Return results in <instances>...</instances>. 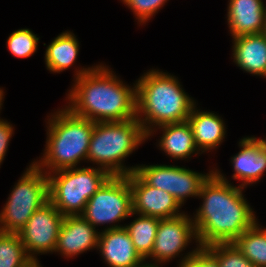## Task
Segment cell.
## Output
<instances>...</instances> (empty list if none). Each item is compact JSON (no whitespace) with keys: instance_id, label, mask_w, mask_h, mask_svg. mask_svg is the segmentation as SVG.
<instances>
[{"instance_id":"cell-1","label":"cell","mask_w":266,"mask_h":267,"mask_svg":"<svg viewBox=\"0 0 266 267\" xmlns=\"http://www.w3.org/2000/svg\"><path fill=\"white\" fill-rule=\"evenodd\" d=\"M242 190L217 169L203 182L198 197L204 201L193 219L200 247L232 243L256 222Z\"/></svg>"},{"instance_id":"cell-2","label":"cell","mask_w":266,"mask_h":267,"mask_svg":"<svg viewBox=\"0 0 266 267\" xmlns=\"http://www.w3.org/2000/svg\"><path fill=\"white\" fill-rule=\"evenodd\" d=\"M66 108L93 122H120L136 118V85H124L108 67L97 65L76 71ZM71 105V106H70Z\"/></svg>"},{"instance_id":"cell-3","label":"cell","mask_w":266,"mask_h":267,"mask_svg":"<svg viewBox=\"0 0 266 267\" xmlns=\"http://www.w3.org/2000/svg\"><path fill=\"white\" fill-rule=\"evenodd\" d=\"M194 106L173 75L152 69L136 83V119L147 137L154 126L186 121Z\"/></svg>"},{"instance_id":"cell-4","label":"cell","mask_w":266,"mask_h":267,"mask_svg":"<svg viewBox=\"0 0 266 267\" xmlns=\"http://www.w3.org/2000/svg\"><path fill=\"white\" fill-rule=\"evenodd\" d=\"M54 114L48 120L44 157L34 162L41 170L46 167L49 170L44 171L46 174L75 168L81 160H86L94 129L92 120L76 116L67 108Z\"/></svg>"},{"instance_id":"cell-5","label":"cell","mask_w":266,"mask_h":267,"mask_svg":"<svg viewBox=\"0 0 266 267\" xmlns=\"http://www.w3.org/2000/svg\"><path fill=\"white\" fill-rule=\"evenodd\" d=\"M141 123L136 119L120 122H94L87 160L106 170L111 176H128L136 167L121 163L145 139Z\"/></svg>"},{"instance_id":"cell-6","label":"cell","mask_w":266,"mask_h":267,"mask_svg":"<svg viewBox=\"0 0 266 267\" xmlns=\"http://www.w3.org/2000/svg\"><path fill=\"white\" fill-rule=\"evenodd\" d=\"M47 174L49 201L63 216L81 215L88 200L111 176L98 167L68 168Z\"/></svg>"},{"instance_id":"cell-7","label":"cell","mask_w":266,"mask_h":267,"mask_svg":"<svg viewBox=\"0 0 266 267\" xmlns=\"http://www.w3.org/2000/svg\"><path fill=\"white\" fill-rule=\"evenodd\" d=\"M48 201L47 174L33 162L16 183L0 213V232L19 233L33 213Z\"/></svg>"},{"instance_id":"cell-8","label":"cell","mask_w":266,"mask_h":267,"mask_svg":"<svg viewBox=\"0 0 266 267\" xmlns=\"http://www.w3.org/2000/svg\"><path fill=\"white\" fill-rule=\"evenodd\" d=\"M134 215L127 176H110L88 200L81 216L93 227L115 223Z\"/></svg>"},{"instance_id":"cell-9","label":"cell","mask_w":266,"mask_h":267,"mask_svg":"<svg viewBox=\"0 0 266 267\" xmlns=\"http://www.w3.org/2000/svg\"><path fill=\"white\" fill-rule=\"evenodd\" d=\"M134 172L147 185L170 193L182 206L186 197L199 196L203 182L213 170L205 175L180 166L141 165Z\"/></svg>"},{"instance_id":"cell-10","label":"cell","mask_w":266,"mask_h":267,"mask_svg":"<svg viewBox=\"0 0 266 267\" xmlns=\"http://www.w3.org/2000/svg\"><path fill=\"white\" fill-rule=\"evenodd\" d=\"M63 219L64 216L50 201L33 213L18 233L32 260H37L34 254L54 252Z\"/></svg>"},{"instance_id":"cell-11","label":"cell","mask_w":266,"mask_h":267,"mask_svg":"<svg viewBox=\"0 0 266 267\" xmlns=\"http://www.w3.org/2000/svg\"><path fill=\"white\" fill-rule=\"evenodd\" d=\"M192 237L198 242L195 224L184 213L173 218L160 219L154 246L147 258L153 257L157 263L170 261L185 249Z\"/></svg>"},{"instance_id":"cell-12","label":"cell","mask_w":266,"mask_h":267,"mask_svg":"<svg viewBox=\"0 0 266 267\" xmlns=\"http://www.w3.org/2000/svg\"><path fill=\"white\" fill-rule=\"evenodd\" d=\"M132 192V212L160 219L181 215L179 202L166 191L147 185L135 172L129 174Z\"/></svg>"},{"instance_id":"cell-13","label":"cell","mask_w":266,"mask_h":267,"mask_svg":"<svg viewBox=\"0 0 266 267\" xmlns=\"http://www.w3.org/2000/svg\"><path fill=\"white\" fill-rule=\"evenodd\" d=\"M98 249L110 267H136L145 261L124 226L112 225L100 232Z\"/></svg>"},{"instance_id":"cell-14","label":"cell","mask_w":266,"mask_h":267,"mask_svg":"<svg viewBox=\"0 0 266 267\" xmlns=\"http://www.w3.org/2000/svg\"><path fill=\"white\" fill-rule=\"evenodd\" d=\"M99 234L81 215L64 216L59 230L55 252L72 257L92 248H97Z\"/></svg>"},{"instance_id":"cell-15","label":"cell","mask_w":266,"mask_h":267,"mask_svg":"<svg viewBox=\"0 0 266 267\" xmlns=\"http://www.w3.org/2000/svg\"><path fill=\"white\" fill-rule=\"evenodd\" d=\"M227 13L233 38L264 33L265 7L262 0H230Z\"/></svg>"},{"instance_id":"cell-16","label":"cell","mask_w":266,"mask_h":267,"mask_svg":"<svg viewBox=\"0 0 266 267\" xmlns=\"http://www.w3.org/2000/svg\"><path fill=\"white\" fill-rule=\"evenodd\" d=\"M242 148L232 158L234 179L241 180L240 187L256 183L266 171V151L256 137H247L239 142Z\"/></svg>"},{"instance_id":"cell-17","label":"cell","mask_w":266,"mask_h":267,"mask_svg":"<svg viewBox=\"0 0 266 267\" xmlns=\"http://www.w3.org/2000/svg\"><path fill=\"white\" fill-rule=\"evenodd\" d=\"M234 62L242 70L266 77V35H242L233 39Z\"/></svg>"},{"instance_id":"cell-18","label":"cell","mask_w":266,"mask_h":267,"mask_svg":"<svg viewBox=\"0 0 266 267\" xmlns=\"http://www.w3.org/2000/svg\"><path fill=\"white\" fill-rule=\"evenodd\" d=\"M187 121L193 131L195 144L201 152L215 149L225 137V124L221 117L212 112L198 111L195 106Z\"/></svg>"},{"instance_id":"cell-19","label":"cell","mask_w":266,"mask_h":267,"mask_svg":"<svg viewBox=\"0 0 266 267\" xmlns=\"http://www.w3.org/2000/svg\"><path fill=\"white\" fill-rule=\"evenodd\" d=\"M157 128H162L163 136L159 141L160 148L174 159L190 158L191 154L199 153L195 144L193 131L189 122H176L165 124Z\"/></svg>"},{"instance_id":"cell-20","label":"cell","mask_w":266,"mask_h":267,"mask_svg":"<svg viewBox=\"0 0 266 267\" xmlns=\"http://www.w3.org/2000/svg\"><path fill=\"white\" fill-rule=\"evenodd\" d=\"M79 43L71 32H63L47 47L45 52L46 67L51 72L60 73L71 67L76 61Z\"/></svg>"},{"instance_id":"cell-21","label":"cell","mask_w":266,"mask_h":267,"mask_svg":"<svg viewBox=\"0 0 266 267\" xmlns=\"http://www.w3.org/2000/svg\"><path fill=\"white\" fill-rule=\"evenodd\" d=\"M255 222L232 243L256 267H266V229Z\"/></svg>"},{"instance_id":"cell-22","label":"cell","mask_w":266,"mask_h":267,"mask_svg":"<svg viewBox=\"0 0 266 267\" xmlns=\"http://www.w3.org/2000/svg\"><path fill=\"white\" fill-rule=\"evenodd\" d=\"M159 221L160 218L157 217L139 215L129 225L124 226L132 239L135 250L144 260L153 249Z\"/></svg>"},{"instance_id":"cell-23","label":"cell","mask_w":266,"mask_h":267,"mask_svg":"<svg viewBox=\"0 0 266 267\" xmlns=\"http://www.w3.org/2000/svg\"><path fill=\"white\" fill-rule=\"evenodd\" d=\"M31 261L18 233L0 232V267H26Z\"/></svg>"},{"instance_id":"cell-24","label":"cell","mask_w":266,"mask_h":267,"mask_svg":"<svg viewBox=\"0 0 266 267\" xmlns=\"http://www.w3.org/2000/svg\"><path fill=\"white\" fill-rule=\"evenodd\" d=\"M205 248L216 258L219 267H256L233 243H216Z\"/></svg>"},{"instance_id":"cell-25","label":"cell","mask_w":266,"mask_h":267,"mask_svg":"<svg viewBox=\"0 0 266 267\" xmlns=\"http://www.w3.org/2000/svg\"><path fill=\"white\" fill-rule=\"evenodd\" d=\"M39 38L29 29H19L10 34L7 46L12 55L28 58L36 52Z\"/></svg>"},{"instance_id":"cell-26","label":"cell","mask_w":266,"mask_h":267,"mask_svg":"<svg viewBox=\"0 0 266 267\" xmlns=\"http://www.w3.org/2000/svg\"><path fill=\"white\" fill-rule=\"evenodd\" d=\"M137 16L141 23L147 20L161 8L167 0H122Z\"/></svg>"},{"instance_id":"cell-27","label":"cell","mask_w":266,"mask_h":267,"mask_svg":"<svg viewBox=\"0 0 266 267\" xmlns=\"http://www.w3.org/2000/svg\"><path fill=\"white\" fill-rule=\"evenodd\" d=\"M197 245L181 260L179 267H219L216 258L205 247Z\"/></svg>"},{"instance_id":"cell-28","label":"cell","mask_w":266,"mask_h":267,"mask_svg":"<svg viewBox=\"0 0 266 267\" xmlns=\"http://www.w3.org/2000/svg\"><path fill=\"white\" fill-rule=\"evenodd\" d=\"M13 127L7 121L0 119V165L4 160L10 138L13 134Z\"/></svg>"},{"instance_id":"cell-29","label":"cell","mask_w":266,"mask_h":267,"mask_svg":"<svg viewBox=\"0 0 266 267\" xmlns=\"http://www.w3.org/2000/svg\"><path fill=\"white\" fill-rule=\"evenodd\" d=\"M145 261H143L141 264H139L136 267H159L158 264H151V263H144Z\"/></svg>"},{"instance_id":"cell-30","label":"cell","mask_w":266,"mask_h":267,"mask_svg":"<svg viewBox=\"0 0 266 267\" xmlns=\"http://www.w3.org/2000/svg\"><path fill=\"white\" fill-rule=\"evenodd\" d=\"M26 267H41L38 260L31 261Z\"/></svg>"},{"instance_id":"cell-31","label":"cell","mask_w":266,"mask_h":267,"mask_svg":"<svg viewBox=\"0 0 266 267\" xmlns=\"http://www.w3.org/2000/svg\"><path fill=\"white\" fill-rule=\"evenodd\" d=\"M259 140V142L261 143V145H262V147H263V149L266 151V139L264 140V139H258Z\"/></svg>"},{"instance_id":"cell-32","label":"cell","mask_w":266,"mask_h":267,"mask_svg":"<svg viewBox=\"0 0 266 267\" xmlns=\"http://www.w3.org/2000/svg\"><path fill=\"white\" fill-rule=\"evenodd\" d=\"M3 93H4L3 90L0 88V109H1V106H2L1 104H2V100H3L2 96H4Z\"/></svg>"},{"instance_id":"cell-33","label":"cell","mask_w":266,"mask_h":267,"mask_svg":"<svg viewBox=\"0 0 266 267\" xmlns=\"http://www.w3.org/2000/svg\"><path fill=\"white\" fill-rule=\"evenodd\" d=\"M264 34L266 35V7H265V30H264Z\"/></svg>"}]
</instances>
